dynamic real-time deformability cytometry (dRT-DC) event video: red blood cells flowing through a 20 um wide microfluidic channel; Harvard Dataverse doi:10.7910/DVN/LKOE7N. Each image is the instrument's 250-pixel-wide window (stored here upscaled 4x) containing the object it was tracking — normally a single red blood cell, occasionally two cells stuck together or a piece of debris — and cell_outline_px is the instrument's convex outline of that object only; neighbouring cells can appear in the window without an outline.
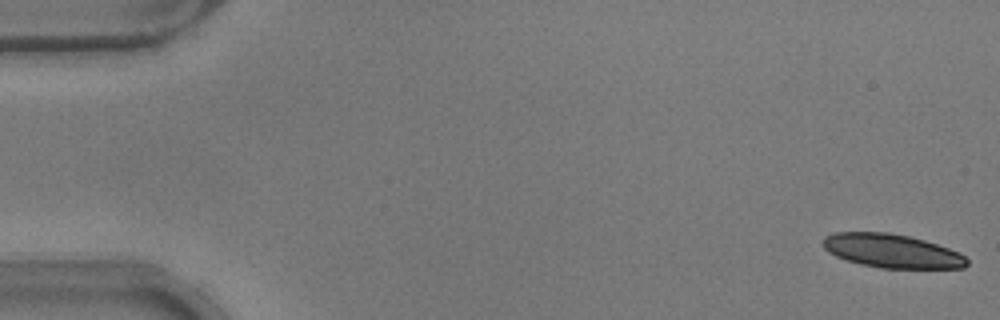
{"species": "common noctule bat (a hibernating species)", "species_latin": "Nyctalus noctula", "temperature_condition": "warm", "stored_images_in_passage": 24, "camera_frame_rate_fps": 3000, "um_per_image_px": 0.085, "animal": {"sex": "male", "body_mass_g": 17.9}, "frame": {"image": 1, "passage_image": 1, "time_ms": 0.0, "image_size_px": [1000, 320], "cell_outline_px": [[968, 264], [964, 268], [880, 268], [860, 264], [836, 256], [828, 252], [824, 248], [824, 236], [832, 232], [888, 232], [908, 236], [924, 240], [960, 252], [968, 260]], "centroid_in_image_um": [75.81, 21.33], "position_along_channel_um": 9.2, "area_um2": 28.26}}